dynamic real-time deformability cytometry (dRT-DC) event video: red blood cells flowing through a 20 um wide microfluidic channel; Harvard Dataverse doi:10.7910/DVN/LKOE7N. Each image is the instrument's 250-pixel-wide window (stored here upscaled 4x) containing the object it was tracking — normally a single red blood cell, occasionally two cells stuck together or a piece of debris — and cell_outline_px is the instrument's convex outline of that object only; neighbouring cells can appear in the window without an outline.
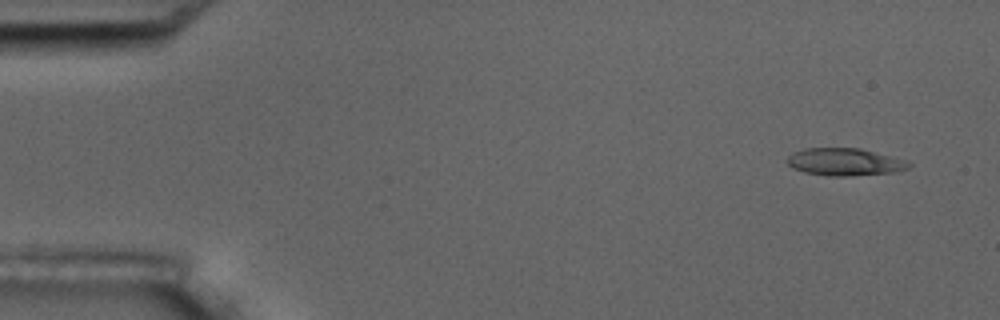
{"species": "common noctule bat (a hibernating species)", "species_latin": "Nyctalus noctula", "temperature_condition": "room temperature", "stored_images_in_passage": 6, "camera_frame_rate_fps": 3000, "um_per_image_px": 0.085, "animal": {"sex": "male", "body_mass_g": 17.5, "forearm_length_mm": 52.3}, "frame": {"image": 1, "passage_image": 1, "time_ms": 0.0, "image_size_px": [1000, 320], "cell_outline_px": [[912, 164], [908, 168], [896, 172], [848, 176], [824, 176], [804, 172], [792, 168], [784, 160], [792, 152], [804, 148], [860, 148], [888, 156]], "centroid_in_image_um": [71.69, 13.77], "position_along_channel_um": 13.3, "area_um2": 19.36}}
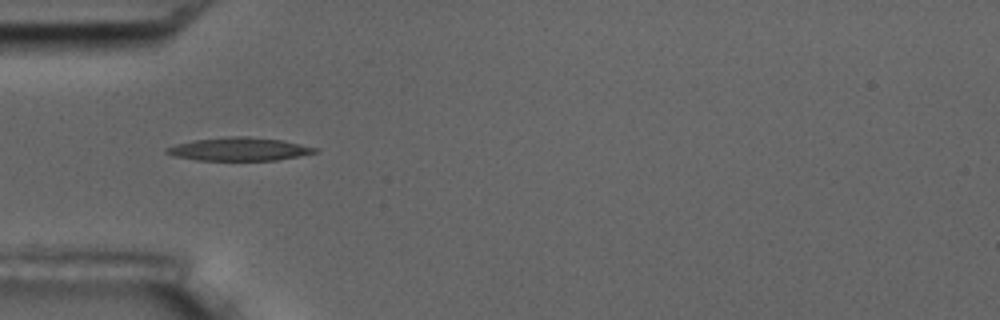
{"frame": {"image": 2, "passage_image": 5, "time_ms": 4.667, "image_size_px": [1000, 320], "cell_outline_px": [[320, 148], [316, 152], [276, 160], [196, 160], [176, 156], [164, 152], [164, 148], [176, 144], [192, 140], [228, 136], [248, 136], [280, 140]], "centroid_in_image_um": [20.28, 12.66], "position_along_channel_um": 64.7, "area_um2": 19.94}}